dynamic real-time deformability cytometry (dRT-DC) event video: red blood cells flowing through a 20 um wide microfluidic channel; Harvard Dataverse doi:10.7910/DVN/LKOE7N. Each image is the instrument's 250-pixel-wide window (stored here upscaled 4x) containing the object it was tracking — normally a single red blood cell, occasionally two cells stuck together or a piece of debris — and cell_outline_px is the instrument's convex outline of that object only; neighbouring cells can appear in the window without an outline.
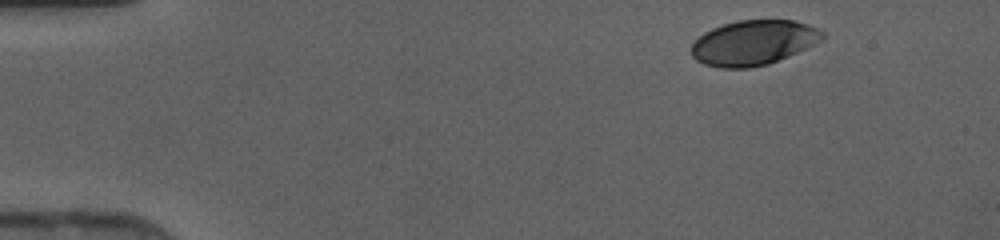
{"species": "human", "species_latin": "Homo sapiens", "temperature_condition": "cold", "stored_images_in_passage": 35, "camera_frame_rate_fps": 3000, "um_per_image_px": 0.085, "donor": {"sex": "female"}, "frame": {"image": 1, "passage_image": 1, "time_ms": 0.0, "image_size_px": [1000, 240], "cell_outline_px": [[824, 36], [816, 44], [788, 56], [768, 64], [748, 68], [720, 68], [704, 64], [696, 60], [692, 56], [692, 44], [704, 32], [712, 28], [724, 24], [740, 20], [792, 20], [808, 24], [824, 32]], "centroid_in_image_um": [64.04, 3.63], "position_along_channel_um": 21.0, "area_um2": 34.16}}
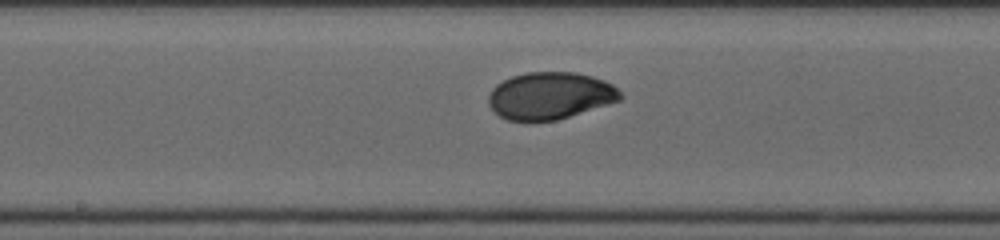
{"frame": {"image": 2, "passage_image": 20, "time_ms": 6.333, "image_size_px": [1000, 240], "cell_outline_px": [[624, 96], [620, 100], [556, 120], [508, 120], [500, 116], [488, 104], [488, 96], [492, 88], [496, 84], [512, 76], [528, 72], [576, 72], [592, 76], [604, 80], [612, 84]], "centroid_in_image_um": [46.75, 8.12], "position_along_channel_um": 201.4, "area_um2": 35.89}}
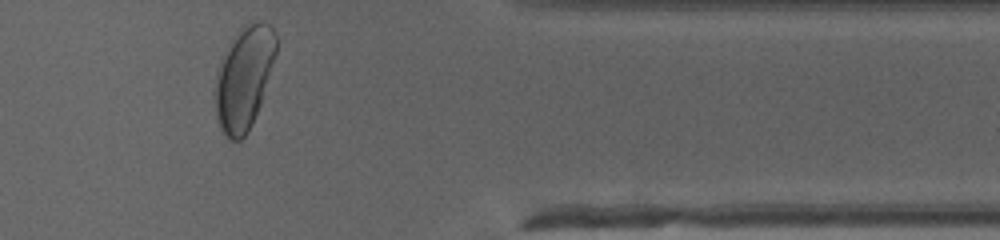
{"frame": {"image": 3, "passage_image": 34, "time_ms": 11.0, "image_size_px": [1000, 240], "cell_outline_px": [[276, 56], [260, 104], [252, 124], [244, 136], [240, 140], [228, 140], [224, 136], [216, 120], [216, 72], [220, 60], [232, 36], [244, 24], [260, 20], [264, 20], [276, 32]], "centroid_in_image_um": [20.74, 6.58], "position_along_channel_um": 390.7, "area_um2": 36.82}}